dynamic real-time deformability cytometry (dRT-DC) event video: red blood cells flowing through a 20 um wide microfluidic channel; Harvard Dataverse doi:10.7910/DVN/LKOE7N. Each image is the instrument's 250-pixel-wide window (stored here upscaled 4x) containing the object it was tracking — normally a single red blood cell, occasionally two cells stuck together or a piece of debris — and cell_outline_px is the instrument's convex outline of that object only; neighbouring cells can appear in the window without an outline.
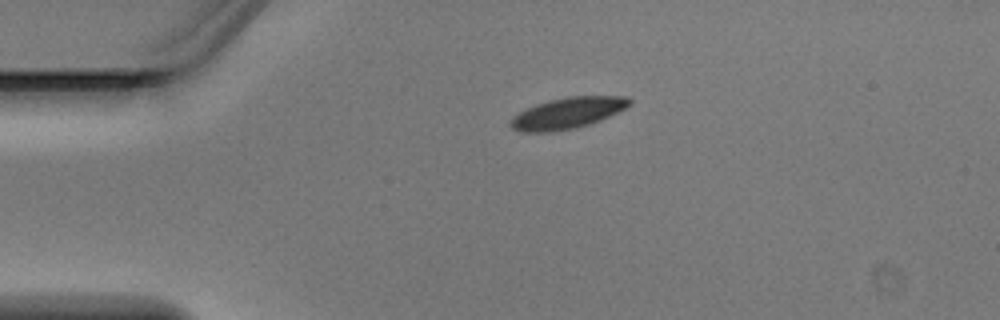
{"species": "Egyptian fruit bat (a non-hibernating species)", "species_latin": "Rousettus aegyptiacus", "temperature_condition": "warm", "stored_images_in_passage": 2, "camera_frame_rate_fps": 3000, "um_per_image_px": 0.085, "animal": {"sex": "male"}, "frame": {"image": 1, "passage_image": 1, "time_ms": 0.0, "image_size_px": [1000, 320], "cell_outline_px": [[632, 104], [600, 120], [588, 124], [572, 128], [552, 132], [520, 132], [512, 128], [508, 124], [508, 120], [512, 116], [524, 108], [536, 104], [568, 96], [628, 96], [632, 100]], "centroid_in_image_um": [48.18, 9.61], "position_along_channel_um": 36.8, "area_um2": 21.62}}